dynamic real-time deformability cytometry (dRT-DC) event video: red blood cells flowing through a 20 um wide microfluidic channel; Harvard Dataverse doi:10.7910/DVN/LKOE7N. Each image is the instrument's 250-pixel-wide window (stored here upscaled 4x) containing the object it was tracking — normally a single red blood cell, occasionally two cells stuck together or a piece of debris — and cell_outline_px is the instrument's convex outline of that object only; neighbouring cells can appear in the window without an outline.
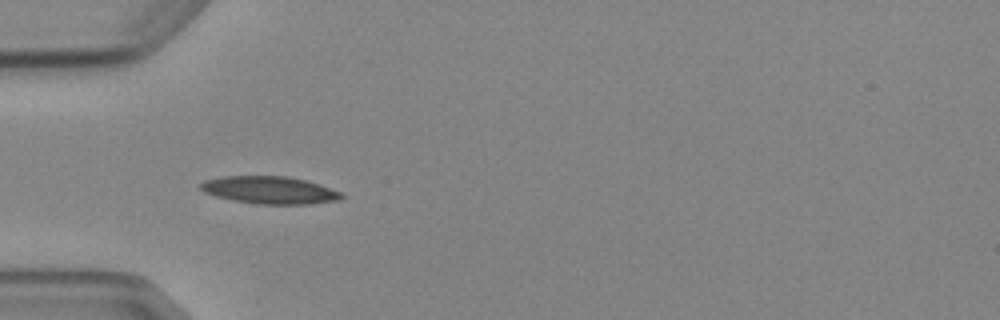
{"species": "Egyptian fruit bat (a non-hibernating species)", "species_latin": "Rousettus aegyptiacus", "temperature_condition": "cold", "stored_images_in_passage": 2, "camera_frame_rate_fps": 3000, "um_per_image_px": 0.085, "animal": {"sex": "female"}, "frame": {"image": 1, "passage_image": 2, "time_ms": 1.333, "image_size_px": [1000, 320], "cell_outline_px": [[344, 196], [340, 200], [308, 204], [256, 204], [232, 200], [216, 196], [204, 192], [200, 188], [200, 184], [204, 180], [224, 176], [288, 176], [304, 180], [340, 192]], "centroid_in_image_um": [22.88, 16.16], "position_along_channel_um": 62.1, "area_um2": 22.37}}